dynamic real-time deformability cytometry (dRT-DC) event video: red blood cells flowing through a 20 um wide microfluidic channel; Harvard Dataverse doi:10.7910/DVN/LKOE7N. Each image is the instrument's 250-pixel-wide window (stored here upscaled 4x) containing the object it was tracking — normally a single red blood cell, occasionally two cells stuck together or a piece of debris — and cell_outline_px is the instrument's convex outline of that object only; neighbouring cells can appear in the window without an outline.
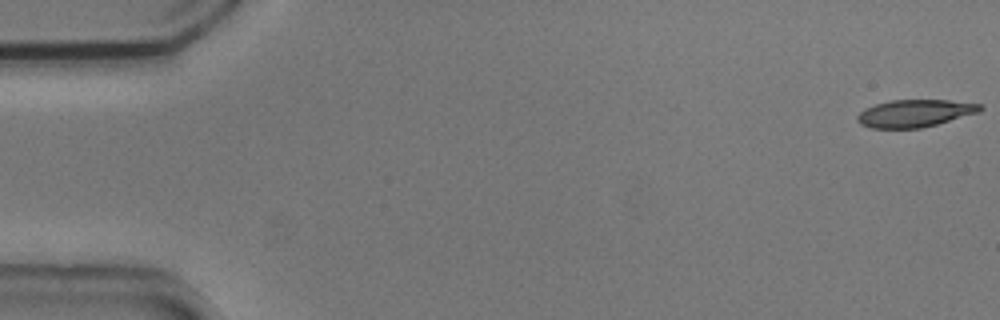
{"species": "common noctule bat (a hibernating species)", "species_latin": "Nyctalus noctula", "temperature_condition": "cold", "stored_images_in_passage": 5, "camera_frame_rate_fps": 3000, "um_per_image_px": 0.085, "animal": {"sex": "male", "body_mass_g": 20.5, "forearm_length_mm": 52.5}, "frame": {"image": 1, "passage_image": 1, "time_ms": 0.0, "image_size_px": [1000, 320], "cell_outline_px": [[984, 108], [980, 112], [936, 124], [920, 128], [872, 128], [860, 124], [856, 120], [856, 116], [864, 108], [876, 104], [892, 100], [948, 100], [984, 104]], "centroid_in_image_um": [77.77, 9.62], "position_along_channel_um": 7.2, "area_um2": 19.65}}
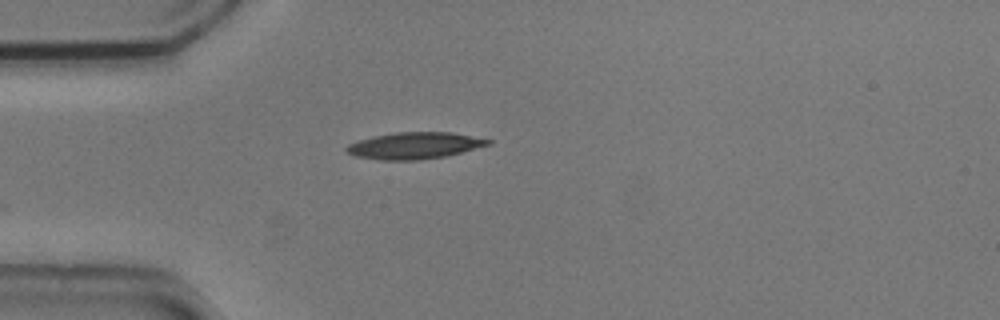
{"frame": {"image": 2, "passage_image": 5, "time_ms": 1.333, "image_size_px": [1000, 320], "cell_outline_px": [[492, 144], [444, 156], [420, 160], [380, 160], [356, 156], [348, 152], [344, 148], [348, 144], [372, 136], [396, 132], [452, 132], [492, 140]], "centroid_in_image_um": [35.23, 12.37], "position_along_channel_um": 49.8, "area_um2": 21.85}}